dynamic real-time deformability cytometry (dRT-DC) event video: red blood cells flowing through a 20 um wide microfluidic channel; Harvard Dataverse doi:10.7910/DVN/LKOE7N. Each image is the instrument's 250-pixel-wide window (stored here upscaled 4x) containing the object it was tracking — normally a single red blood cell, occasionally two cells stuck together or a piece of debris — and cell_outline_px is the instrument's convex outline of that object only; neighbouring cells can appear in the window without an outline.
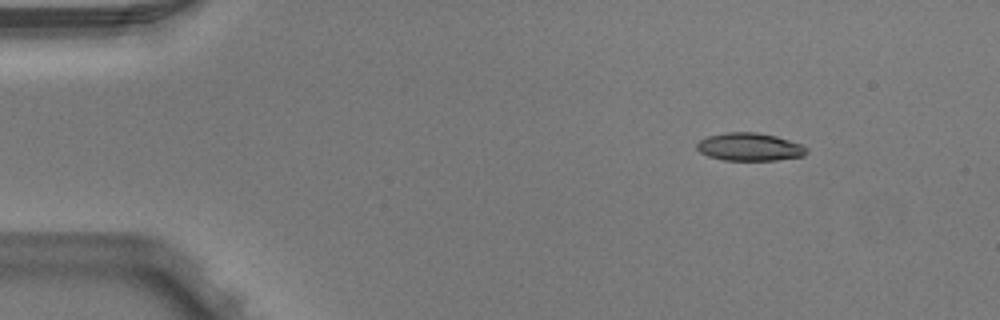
{"species": "Egyptian fruit bat (a non-hibernating species)", "species_latin": "Rousettus aegyptiacus", "temperature_condition": "warm", "stored_images_in_passage": 3, "camera_frame_rate_fps": 3000, "um_per_image_px": 0.085, "animal": {"sex": "male"}, "frame": {"image": 1, "passage_image": 1, "time_ms": 0.0, "image_size_px": [1000, 320], "cell_outline_px": [[808, 152], [804, 156], [776, 160], [724, 160], [708, 156], [700, 152], [696, 148], [696, 144], [700, 140], [708, 136], [724, 132], [756, 132], [776, 136], [800, 144], [808, 148]], "centroid_in_image_um": [63.71, 12.48], "position_along_channel_um": 21.3, "area_um2": 17.86}}
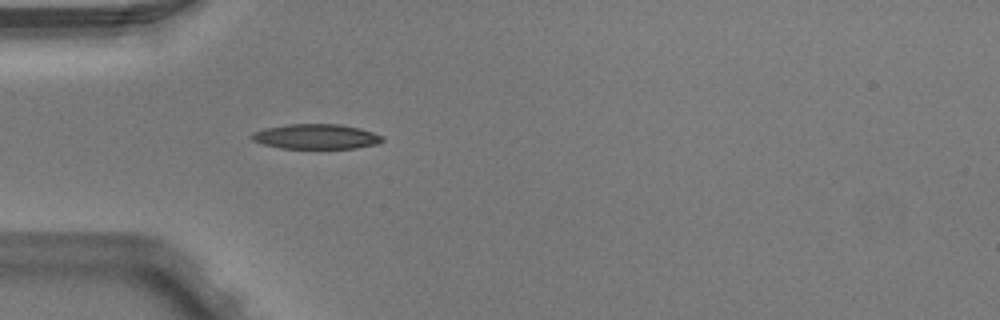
{"frame": {"image": 2, "passage_image": 3, "time_ms": 0.667, "image_size_px": [1000, 320], "cell_outline_px": [[384, 140], [376, 144], [356, 148], [280, 148], [264, 144], [252, 140], [248, 136], [252, 132], [264, 128], [288, 124], [340, 124], [360, 128], [384, 136]], "centroid_in_image_um": [26.84, 11.6], "position_along_channel_um": 58.2, "area_um2": 19.07}}